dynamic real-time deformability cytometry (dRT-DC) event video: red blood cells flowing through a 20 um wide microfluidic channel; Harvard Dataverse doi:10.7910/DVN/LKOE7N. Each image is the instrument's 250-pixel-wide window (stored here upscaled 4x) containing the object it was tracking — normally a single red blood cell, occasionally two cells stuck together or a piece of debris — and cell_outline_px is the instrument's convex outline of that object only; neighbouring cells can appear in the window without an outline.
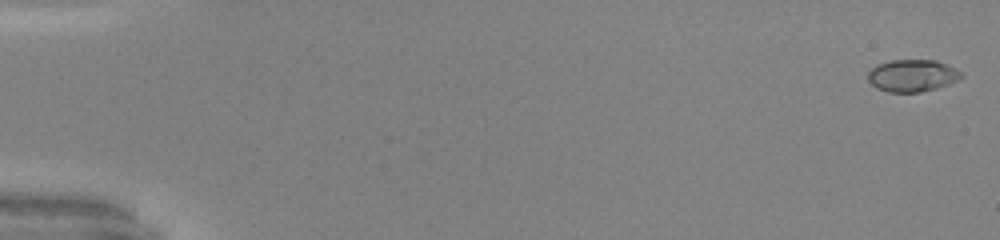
{"species": "common noctule bat (a hibernating species)", "species_latin": "Nyctalus noctula", "temperature_condition": "warm", "stored_images_in_passage": 51, "camera_frame_rate_fps": 3000, "um_per_image_px": 0.085, "animal": {"sex": "male", "body_mass_g": 20.0, "forearm_length_mm": 53.3}, "frame": {"image": 1, "passage_image": 1, "time_ms": 0.0, "image_size_px": [1000, 240], "cell_outline_px": [[964, 76], [960, 80], [936, 88], [920, 92], [888, 92], [876, 88], [868, 80], [868, 72], [876, 64], [892, 60], [936, 60], [948, 64], [956, 68]], "centroid_in_image_um": [77.56, 6.42], "position_along_channel_um": 7.4, "area_um2": 17.63}}
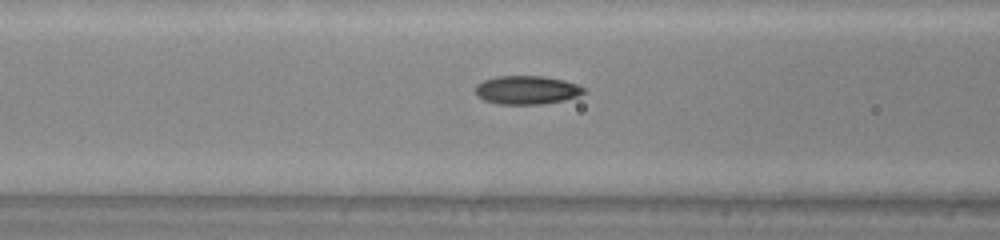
{"frame": {"image": 2, "passage_image": 22, "time_ms": 7.0, "image_size_px": [1000, 240], "cell_outline_px": [[588, 92], [564, 100], [540, 104], [496, 104], [484, 100], [476, 96], [476, 84], [484, 80], [496, 76], [544, 76], [564, 80], [588, 88]], "centroid_in_image_um": [44.79, 7.65], "position_along_channel_um": 121.8, "area_um2": 18.21}}
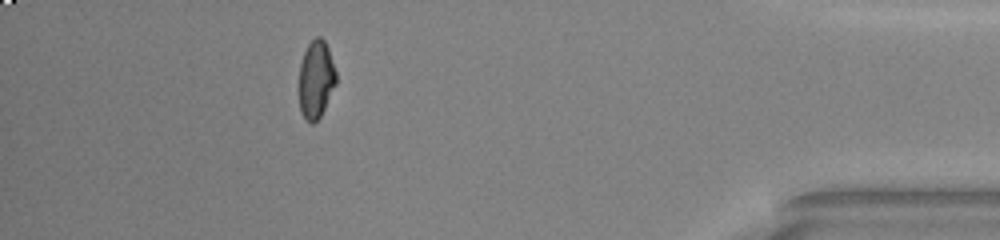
{"frame": {"image": 3, "passage_image": 46, "time_ms": 15.0, "image_size_px": [1000, 240], "cell_outline_px": [[336, 84], [320, 116], [312, 124], [300, 112], [300, 64], [304, 52], [308, 44], [316, 36], [320, 36], [324, 40], [328, 48], [336, 72]], "centroid_in_image_um": [26.87, 6.72], "position_along_channel_um": 408.3, "area_um2": 16.47}, "authors_computed_cell_mechanics": {"area_um2": 17.3978, "velocity_mm_per_s": 4.1575, "shape_relaxation_time_tau1_ms": 5.6509, "shape_relaxation_time_tau2_ms": 1.1718, "deformation_change_tau1": 0.1945, "deformation_change_tau2": 0.0439}}